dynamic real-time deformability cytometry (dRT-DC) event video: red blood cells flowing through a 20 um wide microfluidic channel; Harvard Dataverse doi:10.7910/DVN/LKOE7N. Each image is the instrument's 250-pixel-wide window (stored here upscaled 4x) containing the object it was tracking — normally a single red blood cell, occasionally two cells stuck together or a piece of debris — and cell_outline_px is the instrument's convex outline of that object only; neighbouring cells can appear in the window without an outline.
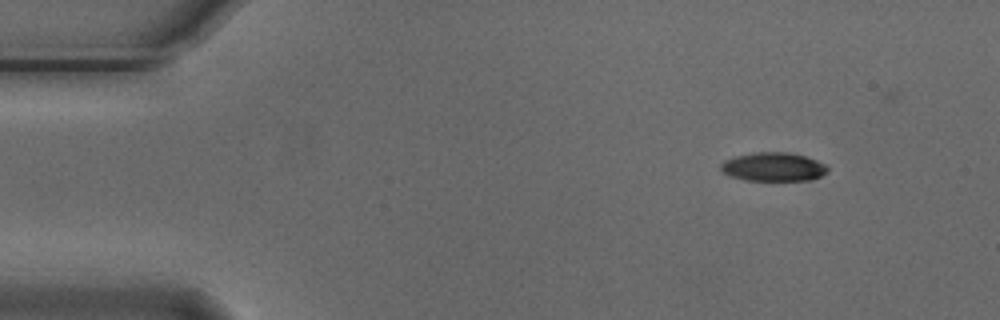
{"species": "Egyptian fruit bat (a non-hibernating species)", "species_latin": "Rousettus aegyptiacus", "temperature_condition": "cold", "stored_images_in_passage": 3, "camera_frame_rate_fps": 3000, "um_per_image_px": 0.085, "animal": {"sex": "male"}, "frame": {"image": 1, "passage_image": 1, "time_ms": 0.0, "image_size_px": [1000, 320], "cell_outline_px": [[828, 172], [820, 176], [808, 180], [748, 180], [732, 176], [724, 172], [720, 168], [720, 164], [724, 160], [736, 156], [756, 152], [788, 152], [804, 156], [816, 160], [824, 164], [828, 168]], "centroid_in_image_um": [65.74, 14.17], "position_along_channel_um": 19.3, "area_um2": 17.63}}